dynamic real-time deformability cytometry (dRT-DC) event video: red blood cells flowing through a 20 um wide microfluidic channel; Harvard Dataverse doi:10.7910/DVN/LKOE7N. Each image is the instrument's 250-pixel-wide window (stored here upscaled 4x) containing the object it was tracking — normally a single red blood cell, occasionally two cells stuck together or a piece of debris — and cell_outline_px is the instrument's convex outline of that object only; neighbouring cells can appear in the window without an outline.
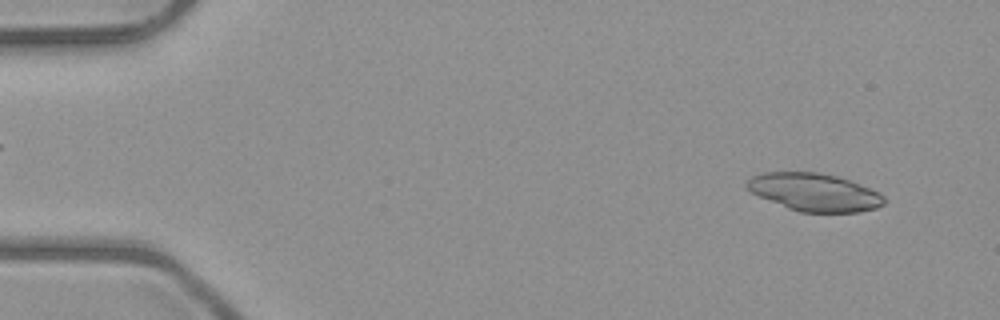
{"species": "common noctule bat (a hibernating species)", "species_latin": "Nyctalus noctula", "temperature_condition": "room temperature", "stored_images_in_passage": 5, "camera_frame_rate_fps": 3000, "um_per_image_px": 0.085, "animal": {"sex": "male", "body_mass_g": 23.1, "forearm_length_mm": 52.7}, "frame": {"image": 1, "passage_image": 1, "time_ms": 0.0, "image_size_px": [1000, 320], "cell_outline_px": [[884, 204], [876, 208], [860, 212], [800, 212], [788, 208], [760, 196], [752, 192], [744, 184], [752, 176], [764, 172], [816, 172], [836, 176], [848, 180], [880, 192], [884, 196]], "centroid_in_image_um": [69.23, 16.34], "position_along_channel_um": 15.8, "area_um2": 29.94}}